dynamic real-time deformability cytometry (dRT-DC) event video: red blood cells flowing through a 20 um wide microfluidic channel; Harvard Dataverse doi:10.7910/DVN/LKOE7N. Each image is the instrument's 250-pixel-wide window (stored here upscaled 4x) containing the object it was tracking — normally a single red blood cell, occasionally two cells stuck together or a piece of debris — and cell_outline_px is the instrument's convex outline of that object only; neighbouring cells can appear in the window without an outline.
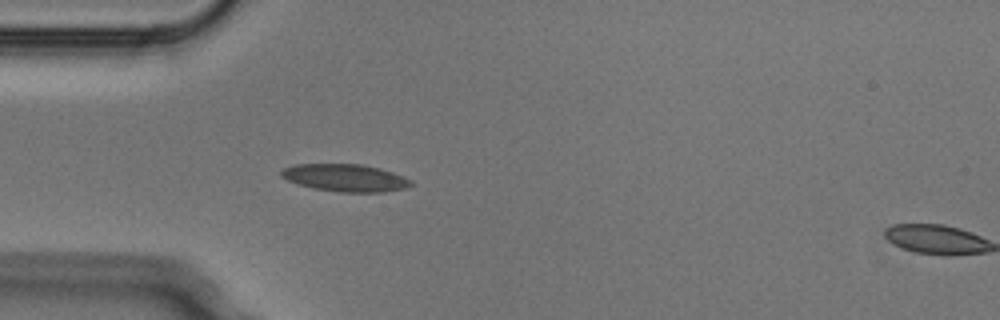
{"species": "Egyptian fruit bat (a non-hibernating species)", "species_latin": "Rousettus aegyptiacus", "temperature_condition": "cold", "stored_images_in_passage": 4, "camera_frame_rate_fps": 3000, "um_per_image_px": 0.085, "animal": {"sex": "male"}, "frame": {"image": 1, "passage_image": 3, "time_ms": 0.667, "image_size_px": [1000, 320], "cell_outline_px": [[412, 184], [404, 188], [384, 192], [340, 192], [316, 188], [300, 184], [288, 180], [280, 176], [280, 172], [284, 168], [296, 164], [364, 164], [380, 168], [404, 176], [412, 180]], "centroid_in_image_um": [29.37, 15.1], "position_along_channel_um": 55.6, "area_um2": 20.58}}